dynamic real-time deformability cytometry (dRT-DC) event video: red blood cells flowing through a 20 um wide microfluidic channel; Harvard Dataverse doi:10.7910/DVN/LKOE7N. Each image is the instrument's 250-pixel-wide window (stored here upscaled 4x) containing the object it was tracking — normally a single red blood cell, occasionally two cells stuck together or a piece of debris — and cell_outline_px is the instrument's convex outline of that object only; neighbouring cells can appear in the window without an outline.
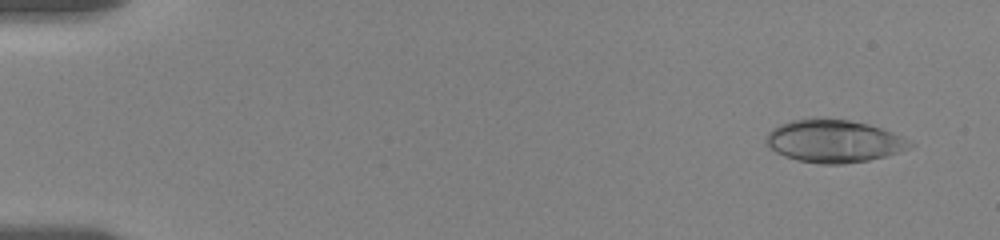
{"species": "human", "species_latin": "Homo sapiens", "temperature_condition": "room temperature", "stored_images_in_passage": 16, "camera_frame_rate_fps": 3000, "um_per_image_px": 0.085, "donor": {"sex": "female"}, "frame": {"image": 1, "passage_image": 6, "time_ms": 1.0, "image_size_px": [1000, 240], "cell_outline_px": [[916, 144], [900, 152], [868, 160], [844, 164], [820, 164], [796, 160], [784, 156], [776, 152], [764, 144], [764, 140], [768, 132], [772, 128], [780, 124], [792, 120], [848, 120], [868, 124], [892, 132]], "centroid_in_image_um": [70.85, 12.02], "position_along_channel_um": 14.2, "area_um2": 35.37}}